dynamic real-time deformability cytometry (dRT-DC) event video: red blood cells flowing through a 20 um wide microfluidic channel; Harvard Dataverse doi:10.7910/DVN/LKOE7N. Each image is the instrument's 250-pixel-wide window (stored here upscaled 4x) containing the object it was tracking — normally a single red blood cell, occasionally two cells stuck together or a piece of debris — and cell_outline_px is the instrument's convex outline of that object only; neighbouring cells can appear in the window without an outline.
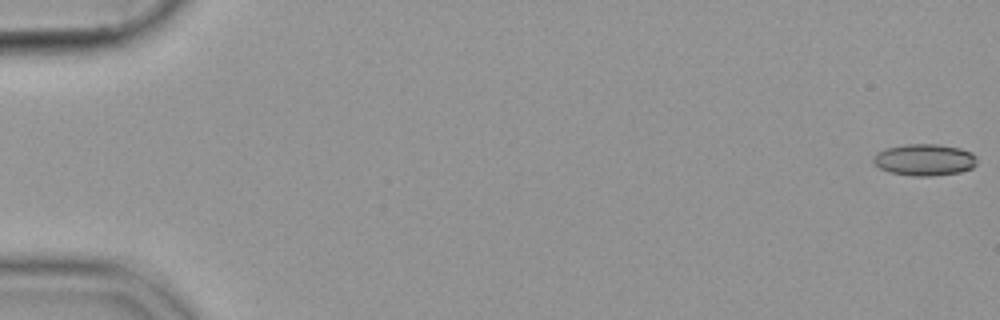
{"species": "common noctule bat (a hibernating species)", "species_latin": "Nyctalus noctula", "temperature_condition": "cold", "stored_images_in_passage": 56, "camera_frame_rate_fps": 3000, "um_per_image_px": 0.085, "animal": {"sex": "female", "body_mass_g": 19.9}, "frame": {"image": 1, "passage_image": 1, "time_ms": 0.0, "image_size_px": [1000, 320], "cell_outline_px": [[976, 164], [972, 168], [960, 172], [932, 176], [912, 176], [888, 172], [880, 168], [872, 160], [872, 156], [876, 152], [884, 148], [904, 144], [936, 144], [960, 148], [972, 152], [976, 156]], "centroid_in_image_um": [78.55, 13.58], "position_along_channel_um": 6.4, "area_um2": 19.36}}
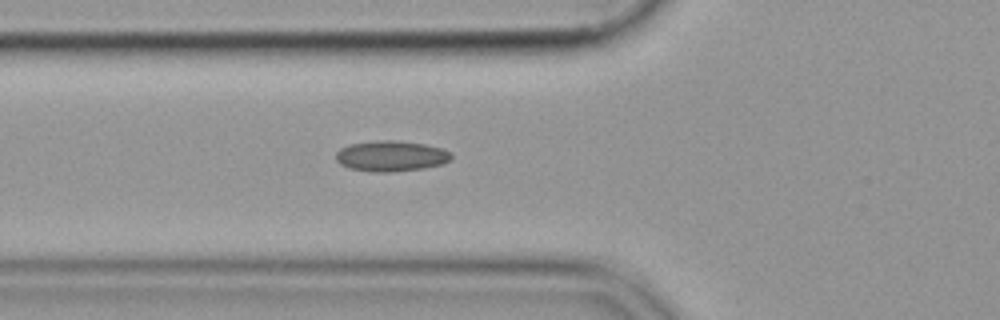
{"frame": {"image": 2, "passage_image": 21, "time_ms": 6.667, "image_size_px": [1000, 320], "cell_outline_px": [[452, 156], [444, 164], [420, 168], [392, 172], [372, 172], [348, 168], [340, 164], [336, 160], [336, 152], [340, 148], [348, 144], [380, 140], [392, 140], [424, 144], [440, 148], [448, 152]], "centroid_in_image_um": [33.17, 13.27], "position_along_channel_um": 92.6, "area_um2": 20.46}}
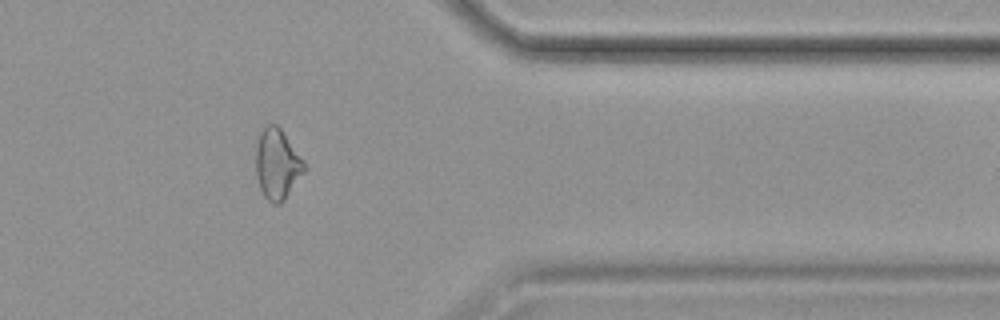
{"frame": {"image": 3, "passage_image": 46, "time_ms": 15.0, "image_size_px": [1000, 320], "cell_outline_px": [[308, 168], [284, 200], [280, 204], [272, 204], [264, 196], [260, 188], [256, 176], [256, 144], [260, 132], [268, 124], [276, 124], [280, 128], [304, 160]], "centroid_in_image_um": [23.58, 13.97], "position_along_channel_um": 387.8, "area_um2": 20.0}}